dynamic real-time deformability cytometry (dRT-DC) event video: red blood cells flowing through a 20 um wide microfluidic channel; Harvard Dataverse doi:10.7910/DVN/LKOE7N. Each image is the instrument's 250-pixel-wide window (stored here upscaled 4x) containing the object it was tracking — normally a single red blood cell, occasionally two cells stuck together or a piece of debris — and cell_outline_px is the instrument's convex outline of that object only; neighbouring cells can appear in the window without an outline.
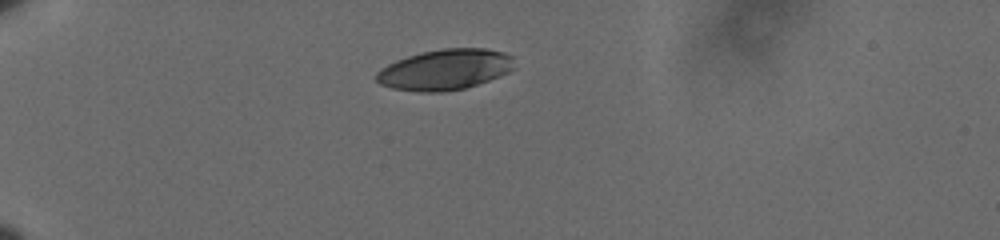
{"species": "human", "species_latin": "Homo sapiens", "temperature_condition": "cold", "stored_images_in_passage": 43, "camera_frame_rate_fps": 3000, "um_per_image_px": 0.085, "donor": {"sex": "male"}, "frame": {"image": 1, "passage_image": 1, "time_ms": 0.0, "image_size_px": [1000, 240], "cell_outline_px": [[512, 68], [508, 72], [500, 76], [464, 88], [440, 92], [416, 92], [392, 88], [380, 84], [376, 80], [376, 72], [380, 68], [396, 60], [420, 52], [444, 48], [484, 48], [504, 52], [512, 56]], "centroid_in_image_um": [37.78, 5.91], "position_along_channel_um": 47.2, "area_um2": 32.6}}
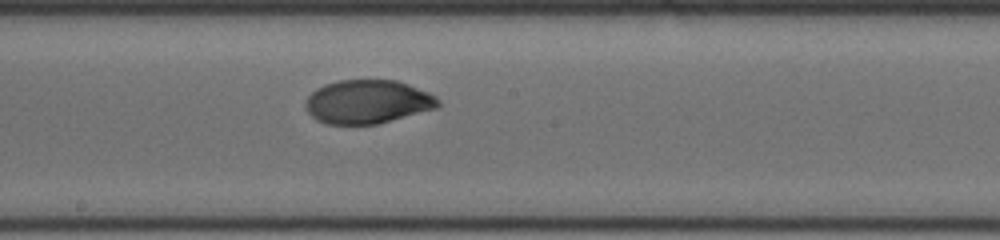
{"frame": {"image": 2, "passage_image": 19, "time_ms": 6.0, "image_size_px": [1000, 240], "cell_outline_px": [[440, 104], [436, 108], [376, 124], [328, 124], [316, 120], [308, 112], [304, 104], [304, 100], [316, 88], [324, 84], [336, 80], [396, 80], [408, 84], [428, 92], [436, 96], [440, 100]], "centroid_in_image_um": [31.21, 8.64], "position_along_channel_um": 217.0, "area_um2": 33.76}}
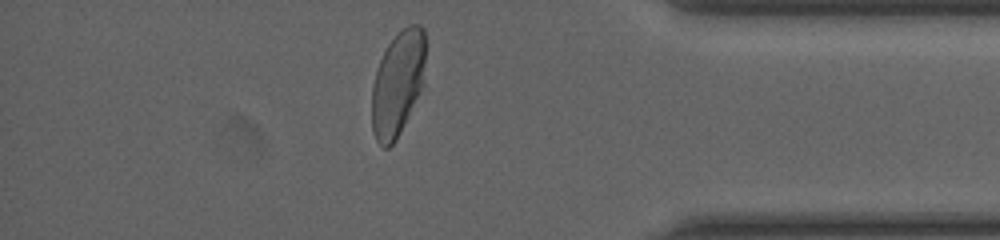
{"frame": {"image": 3, "passage_image": 36, "time_ms": 11.667, "image_size_px": [1000, 240], "cell_outline_px": [[424, 84], [396, 140], [388, 148], [384, 148], [376, 140], [372, 132], [372, 84], [380, 60], [388, 44], [408, 24], [420, 24], [424, 28]], "centroid_in_image_um": [33.8, 7.11], "position_along_channel_um": 401.4, "area_um2": 32.6}, "authors_computed_cell_mechanics": {"area_um2": 34.4488, "velocity_mm_per_s": 3.5807, "shape_relaxation_time_tau1_ms": 3.5478, "shape_relaxation_time_tau2_ms": null, "deformation_change_tau1": 0.1657, "deformation_change_tau2": null}}